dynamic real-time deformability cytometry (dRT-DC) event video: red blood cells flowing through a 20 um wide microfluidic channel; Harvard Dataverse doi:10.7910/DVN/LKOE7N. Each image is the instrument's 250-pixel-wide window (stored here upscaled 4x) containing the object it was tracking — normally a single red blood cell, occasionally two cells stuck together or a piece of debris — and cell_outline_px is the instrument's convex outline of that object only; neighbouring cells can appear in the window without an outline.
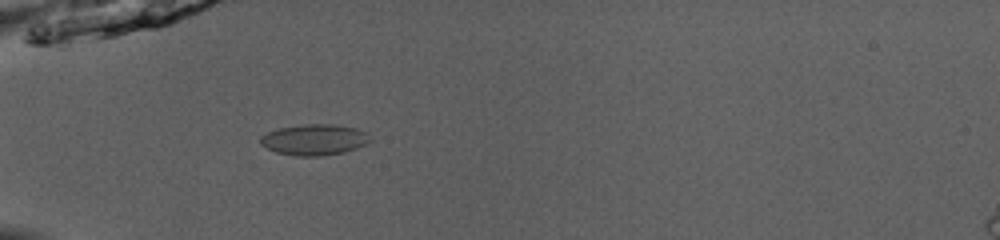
{"species": "common noctule bat (a hibernating species)", "species_latin": "Nyctalus noctula", "temperature_condition": "room temperature", "stored_images_in_passage": 52, "camera_frame_rate_fps": 3000, "um_per_image_px": 0.085, "animal": {"sex": "male", "body_mass_g": 13.0, "forearm_length_mm": 53.1}, "frame": {"image": 1, "passage_image": 18, "time_ms": 5.667, "image_size_px": [1000, 240], "cell_outline_px": [[368, 140], [364, 144], [356, 148], [344, 152], [324, 156], [300, 156], [276, 152], [260, 144], [260, 136], [268, 132], [280, 128], [304, 124], [332, 124], [356, 128], [368, 132]], "centroid_in_image_um": [26.7, 11.87], "position_along_channel_um": 58.3, "area_um2": 19.59}}
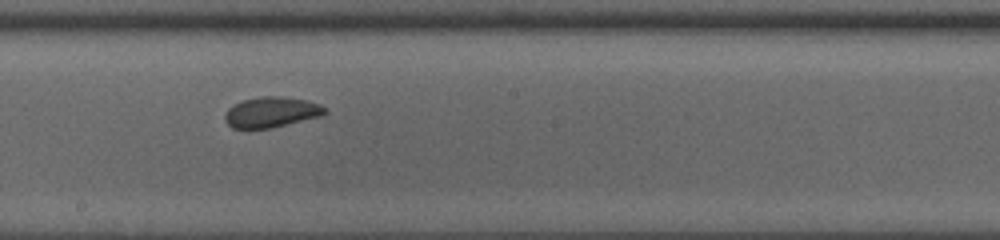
{"frame": {"image": 2, "passage_image": 31, "time_ms": 10.0, "image_size_px": [1000, 240], "cell_outline_px": [[328, 112], [320, 116], [272, 128], [232, 128], [224, 120], [224, 116], [228, 108], [244, 100], [264, 96], [280, 96], [304, 100], [320, 104], [328, 108]], "centroid_in_image_um": [23.09, 9.54], "position_along_channel_um": 225.1, "area_um2": 17.63}}
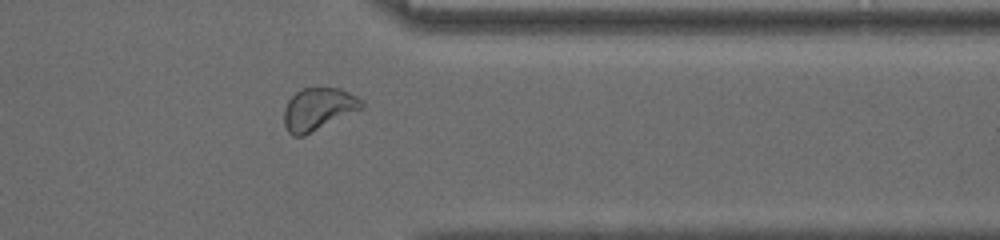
{"frame": {"image": 3, "passage_image": 43, "time_ms": 14.0, "image_size_px": [1000, 240], "cell_outline_px": [[364, 108], [304, 136], [292, 136], [288, 132], [284, 124], [284, 108], [288, 100], [296, 92], [304, 88], [340, 88], [356, 96], [364, 104]], "centroid_in_image_um": [27.04, 9.28], "position_along_channel_um": 384.4, "area_um2": 19.19}, "authors_computed_cell_mechanics": {"area_um2": 19.5653, "velocity_mm_per_s": 4.0404, "shape_relaxation_time_tau1_ms": 5.9829, "shape_relaxation_time_tau2_ms": 0.9825, "deformation_change_tau1": 0.0801, "deformation_change_tau2": 0.0332}}